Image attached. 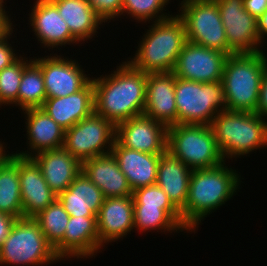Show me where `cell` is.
Returning <instances> with one entry per match:
<instances>
[{"instance_id":"cell-29","label":"cell","mask_w":267,"mask_h":266,"mask_svg":"<svg viewBox=\"0 0 267 266\" xmlns=\"http://www.w3.org/2000/svg\"><path fill=\"white\" fill-rule=\"evenodd\" d=\"M46 96L41 67L32 60L23 70L18 90V108H41Z\"/></svg>"},{"instance_id":"cell-17","label":"cell","mask_w":267,"mask_h":266,"mask_svg":"<svg viewBox=\"0 0 267 266\" xmlns=\"http://www.w3.org/2000/svg\"><path fill=\"white\" fill-rule=\"evenodd\" d=\"M96 219L101 247L123 239L134 229L133 197L104 198Z\"/></svg>"},{"instance_id":"cell-30","label":"cell","mask_w":267,"mask_h":266,"mask_svg":"<svg viewBox=\"0 0 267 266\" xmlns=\"http://www.w3.org/2000/svg\"><path fill=\"white\" fill-rule=\"evenodd\" d=\"M136 228V229H135ZM134 229L138 232L180 233L184 229L161 207L134 205ZM179 231V232H178Z\"/></svg>"},{"instance_id":"cell-19","label":"cell","mask_w":267,"mask_h":266,"mask_svg":"<svg viewBox=\"0 0 267 266\" xmlns=\"http://www.w3.org/2000/svg\"><path fill=\"white\" fill-rule=\"evenodd\" d=\"M24 111L28 147L27 151L17 150L14 154L31 158L39 152L63 148L65 130L59 124L41 108Z\"/></svg>"},{"instance_id":"cell-20","label":"cell","mask_w":267,"mask_h":266,"mask_svg":"<svg viewBox=\"0 0 267 266\" xmlns=\"http://www.w3.org/2000/svg\"><path fill=\"white\" fill-rule=\"evenodd\" d=\"M19 181L24 218H34L57 199L32 158L19 156Z\"/></svg>"},{"instance_id":"cell-40","label":"cell","mask_w":267,"mask_h":266,"mask_svg":"<svg viewBox=\"0 0 267 266\" xmlns=\"http://www.w3.org/2000/svg\"><path fill=\"white\" fill-rule=\"evenodd\" d=\"M16 220L17 218L9 214L0 213V248L4 239L9 235Z\"/></svg>"},{"instance_id":"cell-39","label":"cell","mask_w":267,"mask_h":266,"mask_svg":"<svg viewBox=\"0 0 267 266\" xmlns=\"http://www.w3.org/2000/svg\"><path fill=\"white\" fill-rule=\"evenodd\" d=\"M244 8L258 19L267 10V0H243Z\"/></svg>"},{"instance_id":"cell-2","label":"cell","mask_w":267,"mask_h":266,"mask_svg":"<svg viewBox=\"0 0 267 266\" xmlns=\"http://www.w3.org/2000/svg\"><path fill=\"white\" fill-rule=\"evenodd\" d=\"M240 177V172L228 168L226 161L213 168L192 170L186 204L180 211L183 223L195 233L207 215L236 195Z\"/></svg>"},{"instance_id":"cell-4","label":"cell","mask_w":267,"mask_h":266,"mask_svg":"<svg viewBox=\"0 0 267 266\" xmlns=\"http://www.w3.org/2000/svg\"><path fill=\"white\" fill-rule=\"evenodd\" d=\"M266 60L264 51L228 55L221 80L226 110L256 113Z\"/></svg>"},{"instance_id":"cell-43","label":"cell","mask_w":267,"mask_h":266,"mask_svg":"<svg viewBox=\"0 0 267 266\" xmlns=\"http://www.w3.org/2000/svg\"><path fill=\"white\" fill-rule=\"evenodd\" d=\"M8 35H11V34H0V39H3L5 37H7Z\"/></svg>"},{"instance_id":"cell-15","label":"cell","mask_w":267,"mask_h":266,"mask_svg":"<svg viewBox=\"0 0 267 266\" xmlns=\"http://www.w3.org/2000/svg\"><path fill=\"white\" fill-rule=\"evenodd\" d=\"M29 15V25L36 40L42 48H62L66 45L80 44L72 35L65 22L59 15L57 7L50 0H36Z\"/></svg>"},{"instance_id":"cell-24","label":"cell","mask_w":267,"mask_h":266,"mask_svg":"<svg viewBox=\"0 0 267 266\" xmlns=\"http://www.w3.org/2000/svg\"><path fill=\"white\" fill-rule=\"evenodd\" d=\"M31 158L57 195L65 191L81 172V163L64 148L39 152Z\"/></svg>"},{"instance_id":"cell-36","label":"cell","mask_w":267,"mask_h":266,"mask_svg":"<svg viewBox=\"0 0 267 266\" xmlns=\"http://www.w3.org/2000/svg\"><path fill=\"white\" fill-rule=\"evenodd\" d=\"M12 35L13 34L11 33V37L8 35L7 37L0 39V71L12 65L22 56L21 54L18 55V52H15L16 50L9 43Z\"/></svg>"},{"instance_id":"cell-10","label":"cell","mask_w":267,"mask_h":266,"mask_svg":"<svg viewBox=\"0 0 267 266\" xmlns=\"http://www.w3.org/2000/svg\"><path fill=\"white\" fill-rule=\"evenodd\" d=\"M116 126L95 111L65 131L63 148L80 163L111 153Z\"/></svg>"},{"instance_id":"cell-6","label":"cell","mask_w":267,"mask_h":266,"mask_svg":"<svg viewBox=\"0 0 267 266\" xmlns=\"http://www.w3.org/2000/svg\"><path fill=\"white\" fill-rule=\"evenodd\" d=\"M167 152L191 170L213 168L225 162L211 125L169 126Z\"/></svg>"},{"instance_id":"cell-26","label":"cell","mask_w":267,"mask_h":266,"mask_svg":"<svg viewBox=\"0 0 267 266\" xmlns=\"http://www.w3.org/2000/svg\"><path fill=\"white\" fill-rule=\"evenodd\" d=\"M192 170L169 152L161 155L157 167L156 184L168 195L172 204L181 211L188 197Z\"/></svg>"},{"instance_id":"cell-42","label":"cell","mask_w":267,"mask_h":266,"mask_svg":"<svg viewBox=\"0 0 267 266\" xmlns=\"http://www.w3.org/2000/svg\"><path fill=\"white\" fill-rule=\"evenodd\" d=\"M5 142L2 143V141H0V166L2 165V163L7 160V158L10 156V152L7 150H5L6 146L4 145ZM4 145V146H3Z\"/></svg>"},{"instance_id":"cell-11","label":"cell","mask_w":267,"mask_h":266,"mask_svg":"<svg viewBox=\"0 0 267 266\" xmlns=\"http://www.w3.org/2000/svg\"><path fill=\"white\" fill-rule=\"evenodd\" d=\"M226 32L228 46L235 53L263 51L257 19L244 8L243 0H215ZM263 44V45H262Z\"/></svg>"},{"instance_id":"cell-25","label":"cell","mask_w":267,"mask_h":266,"mask_svg":"<svg viewBox=\"0 0 267 266\" xmlns=\"http://www.w3.org/2000/svg\"><path fill=\"white\" fill-rule=\"evenodd\" d=\"M57 199L70 216L96 217L104 196L102 191L80 172L73 183L57 195Z\"/></svg>"},{"instance_id":"cell-13","label":"cell","mask_w":267,"mask_h":266,"mask_svg":"<svg viewBox=\"0 0 267 266\" xmlns=\"http://www.w3.org/2000/svg\"><path fill=\"white\" fill-rule=\"evenodd\" d=\"M227 57L226 53L187 41L172 72L184 80L218 82L222 80Z\"/></svg>"},{"instance_id":"cell-5","label":"cell","mask_w":267,"mask_h":266,"mask_svg":"<svg viewBox=\"0 0 267 266\" xmlns=\"http://www.w3.org/2000/svg\"><path fill=\"white\" fill-rule=\"evenodd\" d=\"M211 127L225 161L267 148V120L257 113L224 110Z\"/></svg>"},{"instance_id":"cell-28","label":"cell","mask_w":267,"mask_h":266,"mask_svg":"<svg viewBox=\"0 0 267 266\" xmlns=\"http://www.w3.org/2000/svg\"><path fill=\"white\" fill-rule=\"evenodd\" d=\"M0 166V213L23 218L19 181V156L11 152Z\"/></svg>"},{"instance_id":"cell-34","label":"cell","mask_w":267,"mask_h":266,"mask_svg":"<svg viewBox=\"0 0 267 266\" xmlns=\"http://www.w3.org/2000/svg\"><path fill=\"white\" fill-rule=\"evenodd\" d=\"M33 58L20 57L12 65L0 71V108L15 105L18 107V90L24 68Z\"/></svg>"},{"instance_id":"cell-32","label":"cell","mask_w":267,"mask_h":266,"mask_svg":"<svg viewBox=\"0 0 267 266\" xmlns=\"http://www.w3.org/2000/svg\"><path fill=\"white\" fill-rule=\"evenodd\" d=\"M134 205L144 207H161L164 209L186 232H192L184 223L180 211L169 200L168 195L157 184L136 189L132 192Z\"/></svg>"},{"instance_id":"cell-12","label":"cell","mask_w":267,"mask_h":266,"mask_svg":"<svg viewBox=\"0 0 267 266\" xmlns=\"http://www.w3.org/2000/svg\"><path fill=\"white\" fill-rule=\"evenodd\" d=\"M33 60L41 67L47 98L74 94L91 80L76 59L56 53Z\"/></svg>"},{"instance_id":"cell-9","label":"cell","mask_w":267,"mask_h":266,"mask_svg":"<svg viewBox=\"0 0 267 266\" xmlns=\"http://www.w3.org/2000/svg\"><path fill=\"white\" fill-rule=\"evenodd\" d=\"M179 9L177 15L184 22L187 41L227 55L235 53L228 46L215 0H182Z\"/></svg>"},{"instance_id":"cell-38","label":"cell","mask_w":267,"mask_h":266,"mask_svg":"<svg viewBox=\"0 0 267 266\" xmlns=\"http://www.w3.org/2000/svg\"><path fill=\"white\" fill-rule=\"evenodd\" d=\"M4 3L6 5V0H3L0 3V34H11L15 32L13 29H15L14 27L16 25H13L10 16L11 14H9V11L5 10L7 7H5Z\"/></svg>"},{"instance_id":"cell-33","label":"cell","mask_w":267,"mask_h":266,"mask_svg":"<svg viewBox=\"0 0 267 266\" xmlns=\"http://www.w3.org/2000/svg\"><path fill=\"white\" fill-rule=\"evenodd\" d=\"M171 0H123L122 15L136 20L138 23H148L164 20L172 14L164 13ZM168 15V16H167ZM151 20V21H150Z\"/></svg>"},{"instance_id":"cell-3","label":"cell","mask_w":267,"mask_h":266,"mask_svg":"<svg viewBox=\"0 0 267 266\" xmlns=\"http://www.w3.org/2000/svg\"><path fill=\"white\" fill-rule=\"evenodd\" d=\"M138 43L135 56L126 60L133 68L145 73L173 71L177 57L187 42L184 22L176 14L152 22Z\"/></svg>"},{"instance_id":"cell-37","label":"cell","mask_w":267,"mask_h":266,"mask_svg":"<svg viewBox=\"0 0 267 266\" xmlns=\"http://www.w3.org/2000/svg\"><path fill=\"white\" fill-rule=\"evenodd\" d=\"M256 113L267 119V60L263 71Z\"/></svg>"},{"instance_id":"cell-21","label":"cell","mask_w":267,"mask_h":266,"mask_svg":"<svg viewBox=\"0 0 267 266\" xmlns=\"http://www.w3.org/2000/svg\"><path fill=\"white\" fill-rule=\"evenodd\" d=\"M44 110L65 131L95 111L92 79L78 92L56 98H46Z\"/></svg>"},{"instance_id":"cell-16","label":"cell","mask_w":267,"mask_h":266,"mask_svg":"<svg viewBox=\"0 0 267 266\" xmlns=\"http://www.w3.org/2000/svg\"><path fill=\"white\" fill-rule=\"evenodd\" d=\"M96 217L70 216L64 238L54 247L60 260L95 257L101 251Z\"/></svg>"},{"instance_id":"cell-23","label":"cell","mask_w":267,"mask_h":266,"mask_svg":"<svg viewBox=\"0 0 267 266\" xmlns=\"http://www.w3.org/2000/svg\"><path fill=\"white\" fill-rule=\"evenodd\" d=\"M81 172L102 191L104 198L132 196L127 178L112 153L82 162Z\"/></svg>"},{"instance_id":"cell-1","label":"cell","mask_w":267,"mask_h":266,"mask_svg":"<svg viewBox=\"0 0 267 266\" xmlns=\"http://www.w3.org/2000/svg\"><path fill=\"white\" fill-rule=\"evenodd\" d=\"M109 75L93 78L95 112L115 126L144 113L147 73L122 62Z\"/></svg>"},{"instance_id":"cell-8","label":"cell","mask_w":267,"mask_h":266,"mask_svg":"<svg viewBox=\"0 0 267 266\" xmlns=\"http://www.w3.org/2000/svg\"><path fill=\"white\" fill-rule=\"evenodd\" d=\"M175 102L177 124L211 125L226 110L221 81L202 83L176 77Z\"/></svg>"},{"instance_id":"cell-7","label":"cell","mask_w":267,"mask_h":266,"mask_svg":"<svg viewBox=\"0 0 267 266\" xmlns=\"http://www.w3.org/2000/svg\"><path fill=\"white\" fill-rule=\"evenodd\" d=\"M60 262L34 218H19L0 248V265L43 266Z\"/></svg>"},{"instance_id":"cell-35","label":"cell","mask_w":267,"mask_h":266,"mask_svg":"<svg viewBox=\"0 0 267 266\" xmlns=\"http://www.w3.org/2000/svg\"><path fill=\"white\" fill-rule=\"evenodd\" d=\"M104 24L122 15L123 0H87Z\"/></svg>"},{"instance_id":"cell-41","label":"cell","mask_w":267,"mask_h":266,"mask_svg":"<svg viewBox=\"0 0 267 266\" xmlns=\"http://www.w3.org/2000/svg\"><path fill=\"white\" fill-rule=\"evenodd\" d=\"M257 25L259 39L264 43L267 39V10L257 19Z\"/></svg>"},{"instance_id":"cell-31","label":"cell","mask_w":267,"mask_h":266,"mask_svg":"<svg viewBox=\"0 0 267 266\" xmlns=\"http://www.w3.org/2000/svg\"><path fill=\"white\" fill-rule=\"evenodd\" d=\"M69 218L58 199L34 217L53 248L64 238Z\"/></svg>"},{"instance_id":"cell-14","label":"cell","mask_w":267,"mask_h":266,"mask_svg":"<svg viewBox=\"0 0 267 266\" xmlns=\"http://www.w3.org/2000/svg\"><path fill=\"white\" fill-rule=\"evenodd\" d=\"M167 130L163 123L144 114L116 125V140L124 147L150 153L167 151Z\"/></svg>"},{"instance_id":"cell-27","label":"cell","mask_w":267,"mask_h":266,"mask_svg":"<svg viewBox=\"0 0 267 266\" xmlns=\"http://www.w3.org/2000/svg\"><path fill=\"white\" fill-rule=\"evenodd\" d=\"M65 20L71 35L85 43L97 36V30L103 26V20L96 14L87 0H50ZM102 24V25H101ZM99 28V29H98ZM85 41V42H84Z\"/></svg>"},{"instance_id":"cell-18","label":"cell","mask_w":267,"mask_h":266,"mask_svg":"<svg viewBox=\"0 0 267 266\" xmlns=\"http://www.w3.org/2000/svg\"><path fill=\"white\" fill-rule=\"evenodd\" d=\"M175 81L176 76L172 71L147 74L143 114L163 123L166 127L177 124Z\"/></svg>"},{"instance_id":"cell-22","label":"cell","mask_w":267,"mask_h":266,"mask_svg":"<svg viewBox=\"0 0 267 266\" xmlns=\"http://www.w3.org/2000/svg\"><path fill=\"white\" fill-rule=\"evenodd\" d=\"M111 153L127 178L132 191L156 184L157 167L162 154H150L122 146L116 139Z\"/></svg>"}]
</instances>
